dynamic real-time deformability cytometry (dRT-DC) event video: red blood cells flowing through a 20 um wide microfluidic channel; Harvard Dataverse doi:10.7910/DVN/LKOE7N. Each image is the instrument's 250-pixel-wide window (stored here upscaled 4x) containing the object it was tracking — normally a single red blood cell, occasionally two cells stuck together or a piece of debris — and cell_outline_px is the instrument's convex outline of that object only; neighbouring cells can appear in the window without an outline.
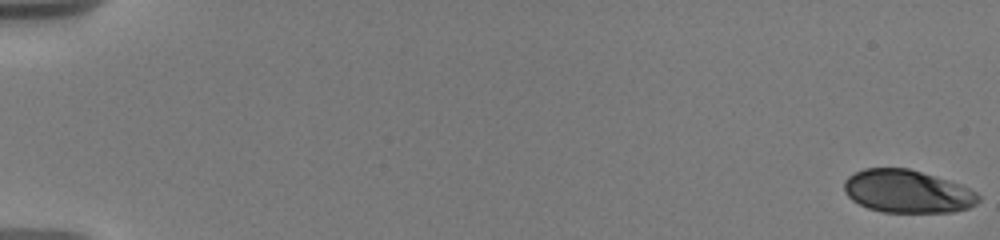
{"species": "human", "species_latin": "Homo sapiens", "temperature_condition": "warm", "stored_images_in_passage": 84, "camera_frame_rate_fps": 3000, "um_per_image_px": 0.085, "donor": {"sex": "male"}, "frame": {"image": 1, "passage_image": 1, "time_ms": 0.0, "image_size_px": [1000, 240], "cell_outline_px": [[980, 200], [976, 204], [968, 208], [952, 212], [884, 212], [868, 208], [852, 200], [844, 192], [844, 180], [848, 176], [864, 168], [908, 168], [960, 184], [976, 192], [980, 196]], "centroid_in_image_um": [77.11, 16.27], "position_along_channel_um": 7.9, "area_um2": 33.47}}
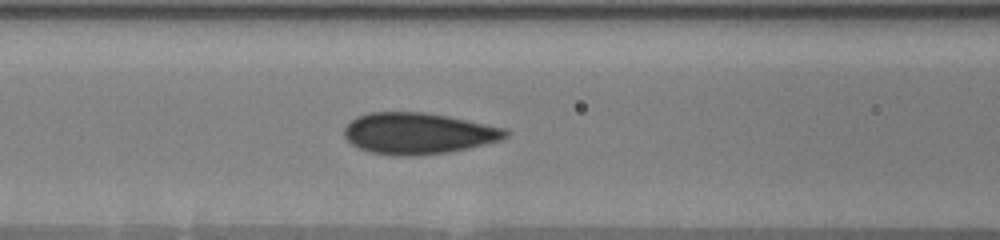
{"frame": {"image": 2, "passage_image": 36, "time_ms": 8.333, "image_size_px": [1000, 240], "cell_outline_px": [[508, 136], [500, 140], [468, 148], [448, 152], [412, 156], [392, 156], [372, 152], [360, 148], [352, 144], [344, 136], [344, 128], [356, 116], [368, 112], [424, 112], [448, 116], [504, 128], [508, 132]], "centroid_in_image_um": [35.52, 11.34], "position_along_channel_um": 131.1, "area_um2": 38.67}}
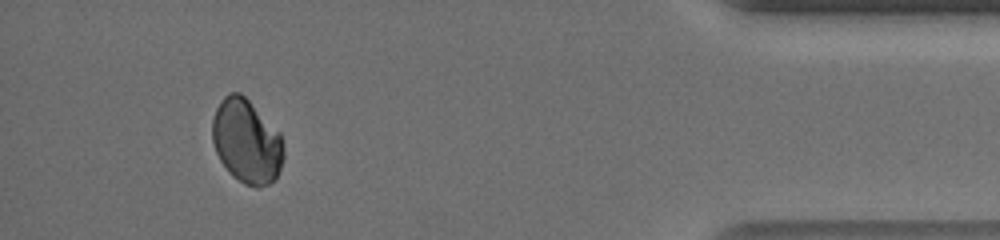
{"frame": {"image": 3, "passage_image": 79, "time_ms": 17.333, "image_size_px": [1000, 240], "cell_outline_px": [[284, 156], [276, 180], [260, 188], [256, 188], [244, 184], [232, 176], [228, 172], [220, 160], [216, 152], [212, 140], [212, 120], [216, 108], [224, 96], [232, 92], [240, 92], [280, 132], [284, 152]], "centroid_in_image_um": [20.96, 12.04], "position_along_channel_um": 414.2, "area_um2": 35.08}}